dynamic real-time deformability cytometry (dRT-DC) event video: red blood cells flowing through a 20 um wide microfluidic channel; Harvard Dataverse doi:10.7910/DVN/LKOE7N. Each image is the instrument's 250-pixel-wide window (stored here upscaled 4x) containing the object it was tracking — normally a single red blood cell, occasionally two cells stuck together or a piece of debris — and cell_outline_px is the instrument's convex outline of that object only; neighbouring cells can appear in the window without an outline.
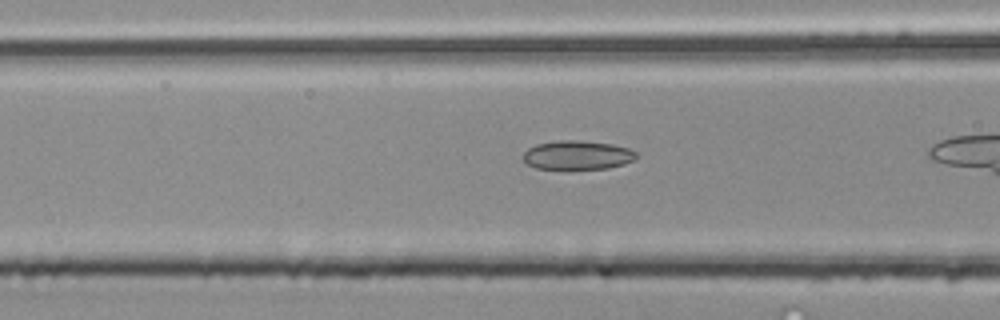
{"species": "common noctule bat (a hibernating species)", "species_latin": "Nyctalus noctula", "temperature_condition": "room temperature", "stored_images_in_passage": 35, "camera_frame_rate_fps": 3000, "um_per_image_px": 0.085, "animal": {"sex": "male", "body_mass_g": 20.4}, "frame": {"image": 1, "passage_image": 15, "time_ms": 4.667, "image_size_px": [1000, 320], "cell_outline_px": [[636, 156], [632, 160], [624, 164], [608, 168], [536, 168], [528, 164], [524, 160], [524, 152], [528, 148], [536, 144], [560, 140], [576, 140], [612, 144], [628, 148], [636, 152]], "centroid_in_image_um": [49.07, 13.17], "position_along_channel_um": 117.5, "area_um2": 18.73}}
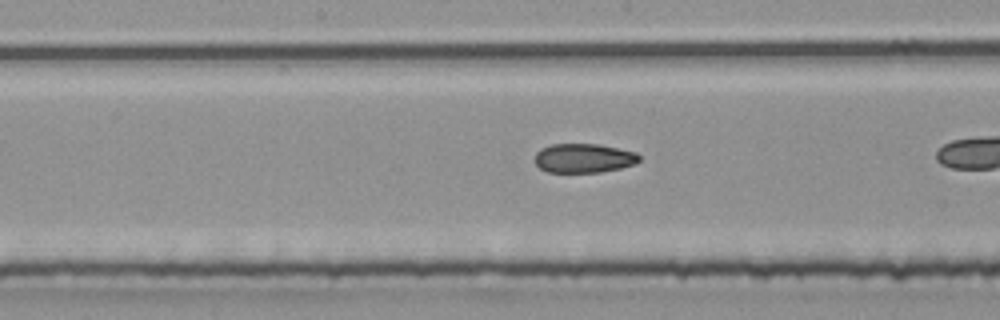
{"frame": {"image": 2, "passage_image": 21, "time_ms": 6.667, "image_size_px": [1000, 320], "cell_outline_px": [[640, 160], [636, 164], [620, 168], [600, 172], [548, 172], [540, 168], [532, 160], [536, 152], [540, 148], [552, 144], [600, 144], [636, 152], [640, 156]], "centroid_in_image_um": [49.6, 13.44], "position_along_channel_um": 198.6, "area_um2": 17.98}}
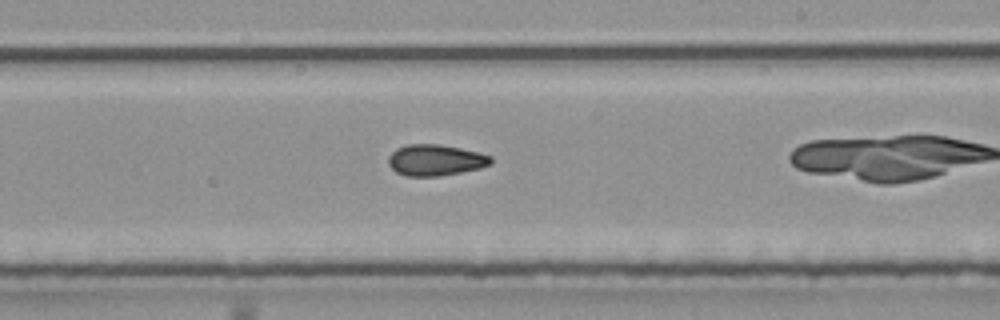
{"frame": {"image": 3, "passage_image": 25, "time_ms": 8.0, "image_size_px": [1000, 320], "cell_outline_px": [[492, 164], [480, 168], [460, 172], [436, 176], [408, 176], [396, 172], [388, 164], [388, 156], [396, 148], [408, 144], [440, 144], [460, 148], [492, 156]], "centroid_in_image_um": [37.0, 13.6], "position_along_channel_um": 252.0, "area_um2": 18.55}}